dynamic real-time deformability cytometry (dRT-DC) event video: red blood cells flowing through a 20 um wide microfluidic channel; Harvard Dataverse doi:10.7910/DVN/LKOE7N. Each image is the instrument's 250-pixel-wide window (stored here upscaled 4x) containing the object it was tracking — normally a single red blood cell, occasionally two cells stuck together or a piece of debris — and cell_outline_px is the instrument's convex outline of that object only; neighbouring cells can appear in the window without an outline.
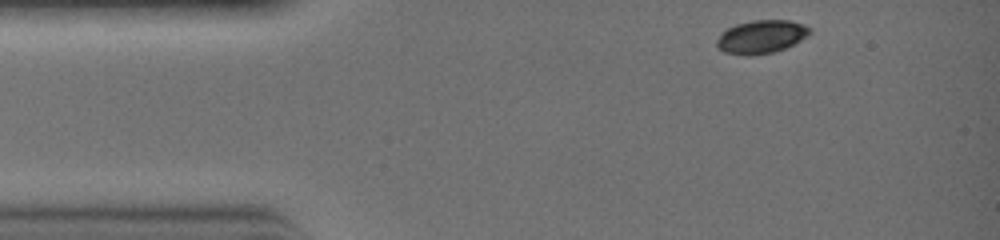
{"species": "common noctule bat (a hibernating species)", "species_latin": "Nyctalus noctula", "temperature_condition": "warm", "stored_images_in_passage": 8, "camera_frame_rate_fps": 3000, "um_per_image_px": 0.085, "animal": {"sex": "female", "body_mass_g": 19.0, "forearm_length_mm": 51.5}, "frame": {"image": 1, "passage_image": 1, "time_ms": 0.0, "image_size_px": [1000, 240], "cell_outline_px": [[812, 32], [808, 36], [784, 48], [772, 52], [748, 56], [724, 52], [716, 44], [716, 40], [728, 28], [736, 24], [752, 20], [788, 20], [804, 24], [812, 28]], "centroid_in_image_um": [64.74, 3.11], "position_along_channel_um": 20.3, "area_um2": 17.86}}
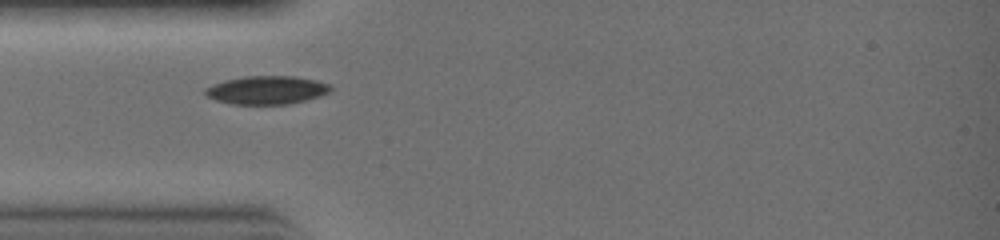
{"frame": {"image": 2, "passage_image": 5, "time_ms": 1.333, "image_size_px": [1000, 240], "cell_outline_px": [[332, 92], [320, 96], [288, 104], [232, 104], [216, 100], [208, 96], [204, 92], [204, 88], [212, 84], [224, 80], [244, 76], [292, 76], [316, 80], [332, 84]], "centroid_in_image_um": [22.69, 7.65], "position_along_channel_um": 62.3, "area_um2": 20.81}}